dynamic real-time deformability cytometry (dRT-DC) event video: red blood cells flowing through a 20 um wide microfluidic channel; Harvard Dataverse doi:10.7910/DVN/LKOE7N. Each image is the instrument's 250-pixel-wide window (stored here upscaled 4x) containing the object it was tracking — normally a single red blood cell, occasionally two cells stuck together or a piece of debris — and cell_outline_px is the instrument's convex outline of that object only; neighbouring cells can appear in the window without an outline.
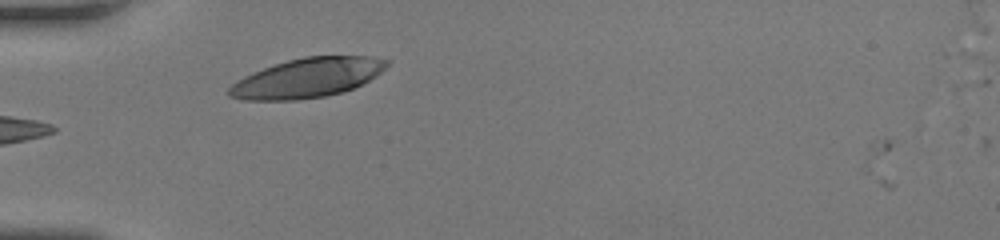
{"species": "human", "species_latin": "Homo sapiens", "temperature_condition": "room temperature", "stored_images_in_passage": 28, "camera_frame_rate_fps": 3000, "um_per_image_px": 0.085, "donor": {"sex": "female"}, "frame": {"image": 1, "passage_image": 1, "time_ms": 0.0, "image_size_px": [1000, 240], "cell_outline_px": [[388, 64], [376, 76], [344, 92], [324, 96], [296, 100], [244, 100], [228, 96], [228, 88], [236, 80], [252, 72], [288, 60], [304, 56], [368, 56], [388, 60]], "centroid_in_image_um": [26.08, 6.62], "position_along_channel_um": 58.9, "area_um2": 36.01}}
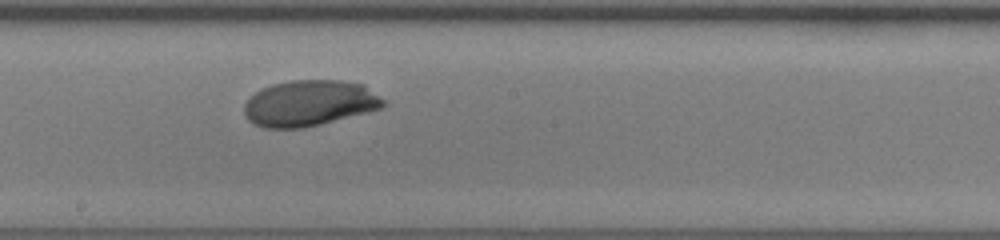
{"frame": {"image": 2, "passage_image": 14, "time_ms": 4.333, "image_size_px": [1000, 240], "cell_outline_px": [[388, 104], [380, 108], [368, 112], [320, 124], [300, 128], [264, 128], [248, 120], [244, 112], [244, 104], [260, 88], [272, 84], [292, 80], [340, 80], [364, 84], [384, 100]], "centroid_in_image_um": [26.31, 8.76], "position_along_channel_um": 221.9, "area_um2": 37.17}}
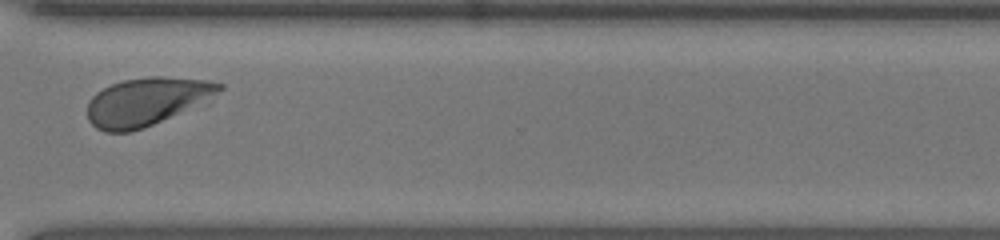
{"frame": {"image": 3, "passage_image": 24, "time_ms": 7.667, "image_size_px": [1000, 240], "cell_outline_px": [[224, 88], [208, 104], [144, 128], [128, 132], [104, 132], [96, 128], [88, 120], [88, 100], [96, 92], [112, 84], [124, 80], [148, 76], [164, 76], [208, 80], [224, 84]], "centroid_in_image_um": [12.57, 8.64], "position_along_channel_um": 358.0, "area_um2": 37.92}, "authors_computed_cell_mechanics": {"area_um2": 37.6567, "velocity_mm_per_s": 4.0575, "shape_relaxation_time_tau1_ms": 2.449, "shape_relaxation_time_tau2_ms": null, "deformation_change_tau1": 0.1395, "deformation_change_tau2": null}}